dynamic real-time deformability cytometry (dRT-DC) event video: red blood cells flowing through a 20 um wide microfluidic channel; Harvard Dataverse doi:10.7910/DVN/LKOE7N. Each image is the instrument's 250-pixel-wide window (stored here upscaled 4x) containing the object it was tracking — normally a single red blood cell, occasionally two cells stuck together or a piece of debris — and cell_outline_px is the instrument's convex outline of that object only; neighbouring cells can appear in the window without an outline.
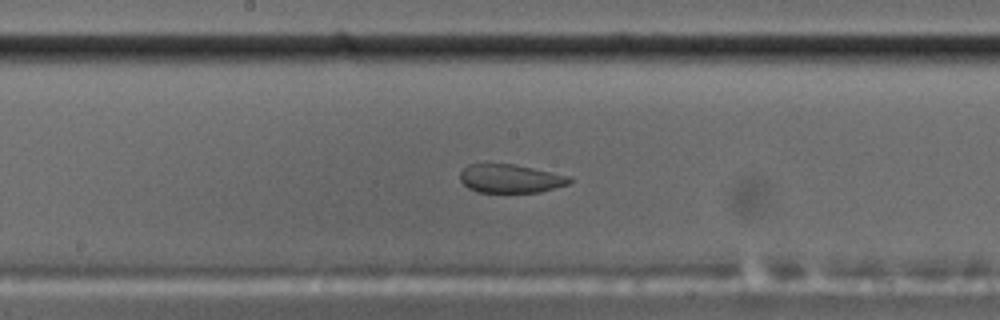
{"species": "common noctule bat (a hibernating species)", "species_latin": "Nyctalus noctula", "temperature_condition": "cold", "stored_images_in_passage": 39, "segment_of_instrument_passage": [1, 2], "camera_frame_rate_fps": 3000, "um_per_image_px": 0.085, "animal": {"sex": "male", "body_mass_g": 17.5, "forearm_length_mm": 52.3}, "frame": {"image": 1, "passage_image": 12, "time_ms": 3.667, "image_size_px": [1000, 320], "cell_outline_px": [[572, 180], [568, 184], [540, 192], [476, 192], [468, 188], [460, 180], [460, 172], [468, 164], [516, 164], [572, 176]], "centroid_in_image_um": [43.4, 15.17], "position_along_channel_um": 204.8, "area_um2": 18.32}}